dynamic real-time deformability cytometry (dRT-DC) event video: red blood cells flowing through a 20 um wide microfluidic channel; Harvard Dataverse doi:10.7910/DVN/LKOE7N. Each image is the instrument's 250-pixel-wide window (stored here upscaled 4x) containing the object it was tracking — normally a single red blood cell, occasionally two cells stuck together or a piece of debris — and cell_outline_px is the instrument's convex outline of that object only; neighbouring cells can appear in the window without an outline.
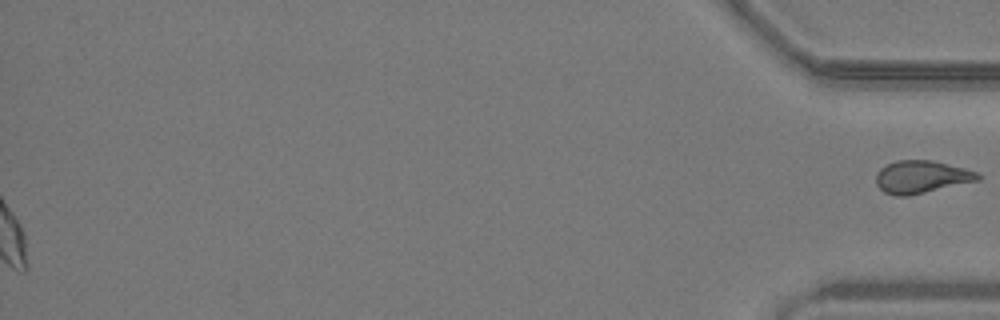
{"species": "common noctule bat (a hibernating species)", "species_latin": "Nyctalus noctula", "temperature_condition": "warm", "stored_images_in_passage": 44, "segment_of_instrument_passage": [2, 2], "camera_frame_rate_fps": 3000, "um_per_image_px": 0.085, "animal": {"sex": "male", "body_mass_g": 19.2, "forearm_length_mm": 51.8}, "frame": {"image": 1, "passage_image": 44, "time_ms": 14.333, "image_size_px": [1000, 320], "cell_outline_px": [[980, 180], [908, 196], [896, 196], [884, 192], [876, 184], [876, 172], [880, 168], [896, 160], [932, 160], [964, 168], [976, 172], [980, 176]], "centroid_in_image_um": [78.29, 15.04], "position_along_channel_um": 356.9, "area_um2": 19.31}}